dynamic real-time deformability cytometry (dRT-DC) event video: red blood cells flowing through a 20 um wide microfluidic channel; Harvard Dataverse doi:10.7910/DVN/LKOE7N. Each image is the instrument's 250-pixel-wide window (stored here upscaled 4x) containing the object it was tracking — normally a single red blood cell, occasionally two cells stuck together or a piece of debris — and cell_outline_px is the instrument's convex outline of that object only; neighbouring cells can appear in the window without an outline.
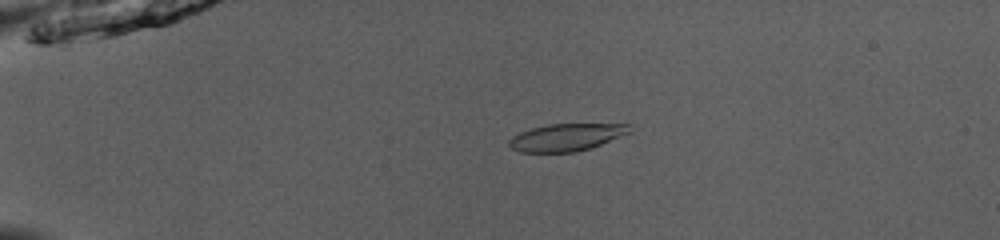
{"species": "common noctule bat (a hibernating species)", "species_latin": "Nyctalus noctula", "temperature_condition": "room temperature", "stored_images_in_passage": 53, "camera_frame_rate_fps": 3000, "um_per_image_px": 0.085, "animal": {"sex": "male", "body_mass_g": 13.0, "forearm_length_mm": 53.1}, "frame": {"image": 1, "passage_image": 14, "time_ms": 4.333, "image_size_px": [1000, 240], "cell_outline_px": [[632, 132], [600, 144], [576, 152], [520, 152], [512, 148], [508, 144], [508, 140], [512, 136], [520, 132], [532, 128], [548, 124], [628, 124]], "centroid_in_image_um": [48.11, 11.66], "position_along_channel_um": 36.9, "area_um2": 19.02}}
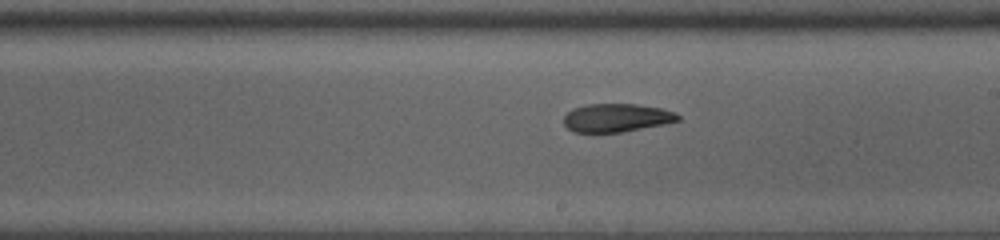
{"frame": {"image": 2, "passage_image": 33, "time_ms": 10.667, "image_size_px": [1000, 240], "cell_outline_px": [[680, 120], [664, 124], [620, 132], [572, 132], [564, 124], [564, 116], [572, 108], [588, 104], [636, 104], [660, 108], [676, 112], [680, 116]], "centroid_in_image_um": [52.4, 10.01], "position_along_channel_um": 236.6, "area_um2": 18.79}}
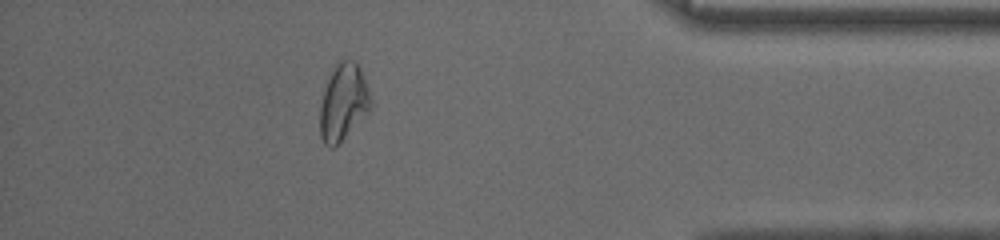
{"frame": {"image": 3, "passage_image": 48, "time_ms": 15.667, "image_size_px": [1000, 240], "cell_outline_px": [[372, 104], [368, 112], [332, 148], [328, 148], [324, 144], [320, 136], [320, 104], [332, 68], [340, 60], [356, 60], [360, 68], [372, 100]], "centroid_in_image_um": [29.17, 8.66], "position_along_channel_um": 406.0, "area_um2": 22.25}, "authors_computed_cell_mechanics": {"area_um2": 20.4612, "velocity_mm_per_s": 3.9457, "shape_relaxation_time_tau1_ms": 8.8674, "shape_relaxation_time_tau2_ms": 5.2648, "deformation_change_tau1": 0.1996, "deformation_change_tau2": 0.1227}}